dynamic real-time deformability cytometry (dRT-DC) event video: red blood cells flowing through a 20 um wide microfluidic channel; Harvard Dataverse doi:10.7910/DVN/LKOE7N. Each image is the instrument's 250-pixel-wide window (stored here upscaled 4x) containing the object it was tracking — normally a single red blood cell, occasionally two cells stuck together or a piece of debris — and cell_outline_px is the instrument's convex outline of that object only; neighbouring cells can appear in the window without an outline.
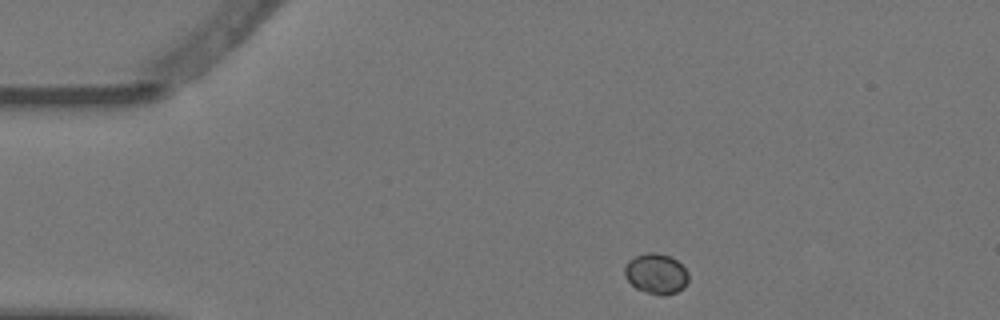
{"species": "Egyptian fruit bat (a non-hibernating species)", "species_latin": "Rousettus aegyptiacus", "temperature_condition": "warm", "stored_images_in_passage": 5, "camera_frame_rate_fps": 3000, "um_per_image_px": 0.085, "animal": {"sex": "female"}, "frame": {"image": 1, "passage_image": 1, "time_ms": 0.0, "image_size_px": [1000, 320], "cell_outline_px": [[688, 280], [684, 288], [676, 292], [664, 296], [660, 296], [636, 288], [624, 276], [624, 268], [628, 260], [636, 256], [648, 252], [656, 252], [672, 256], [688, 272]], "centroid_in_image_um": [55.78, 23.26], "position_along_channel_um": 29.2, "area_um2": 15.09}}
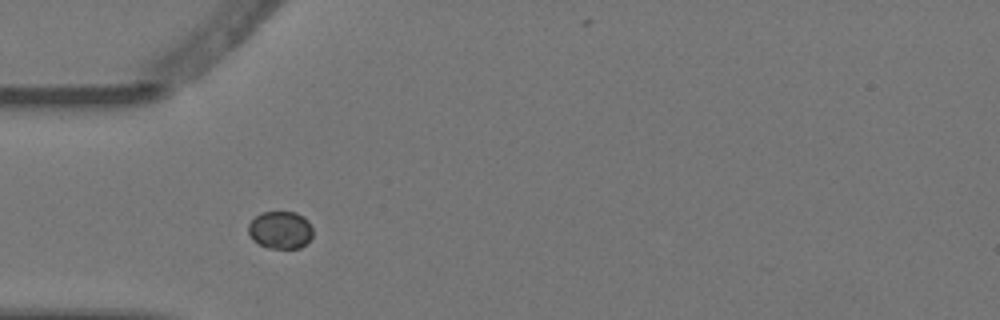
{"frame": {"image": 2, "passage_image": 3, "time_ms": 0.667, "image_size_px": [1000, 320], "cell_outline_px": [[312, 236], [300, 248], [268, 248], [252, 240], [248, 232], [248, 224], [260, 212], [296, 212], [304, 216], [308, 220], [312, 228]], "centroid_in_image_um": [23.82, 19.53], "position_along_channel_um": 61.2, "area_um2": 14.16}}
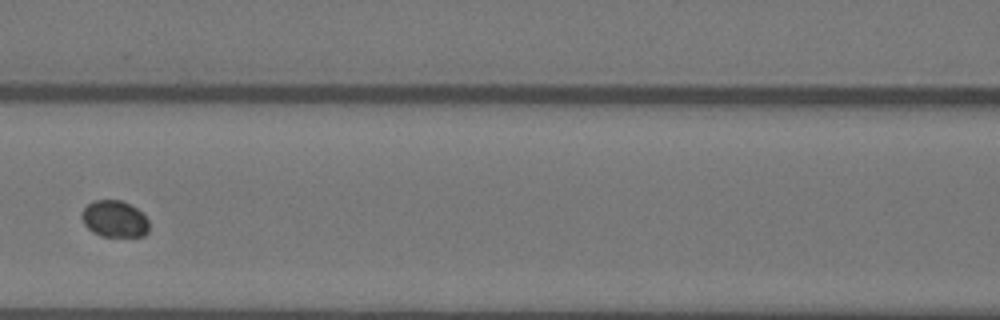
{"frame": {"image": 3, "passage_image": 5, "time_ms": 1.333, "image_size_px": [1000, 320], "cell_outline_px": [[148, 232], [144, 236], [100, 236], [92, 232], [84, 224], [80, 216], [80, 212], [88, 204], [96, 200], [120, 200], [132, 204], [148, 220]], "centroid_in_image_um": [9.71, 18.61], "position_along_channel_um": 156.9, "area_um2": 14.45}}